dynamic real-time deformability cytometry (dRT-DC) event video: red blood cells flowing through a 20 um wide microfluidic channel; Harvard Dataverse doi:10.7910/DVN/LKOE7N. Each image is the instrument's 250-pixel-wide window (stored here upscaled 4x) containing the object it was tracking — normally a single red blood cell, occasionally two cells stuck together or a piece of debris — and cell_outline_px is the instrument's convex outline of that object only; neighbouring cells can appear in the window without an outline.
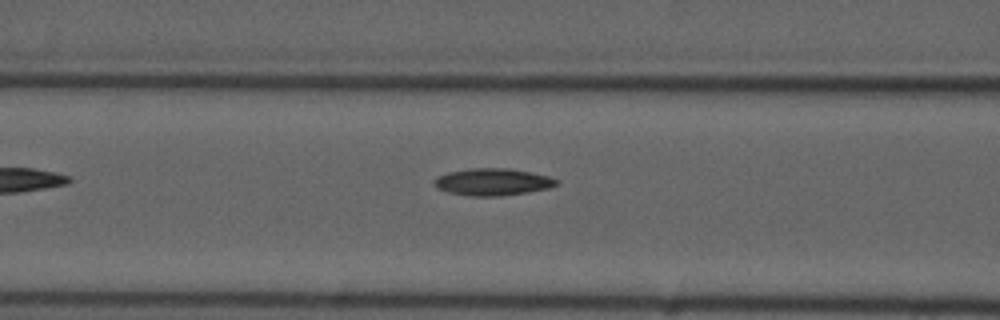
{"species": "common noctule bat (a hibernating species)", "species_latin": "Nyctalus noctula", "temperature_condition": "cold", "stored_images_in_passage": 5, "camera_frame_rate_fps": 3000, "um_per_image_px": 0.085, "animal": {"sex": "male", "forearm_length_mm": 52.5}, "frame": {"image": 1, "passage_image": 5, "time_ms": 6.0, "image_size_px": [1000, 320], "cell_outline_px": [[560, 184], [548, 188], [528, 192], [500, 196], [468, 196], [448, 192], [440, 188], [436, 184], [436, 176], [448, 172], [468, 168], [508, 168], [548, 176], [560, 180]], "centroid_in_image_um": [41.92, 15.46], "position_along_channel_um": 124.7, "area_um2": 19.19}}